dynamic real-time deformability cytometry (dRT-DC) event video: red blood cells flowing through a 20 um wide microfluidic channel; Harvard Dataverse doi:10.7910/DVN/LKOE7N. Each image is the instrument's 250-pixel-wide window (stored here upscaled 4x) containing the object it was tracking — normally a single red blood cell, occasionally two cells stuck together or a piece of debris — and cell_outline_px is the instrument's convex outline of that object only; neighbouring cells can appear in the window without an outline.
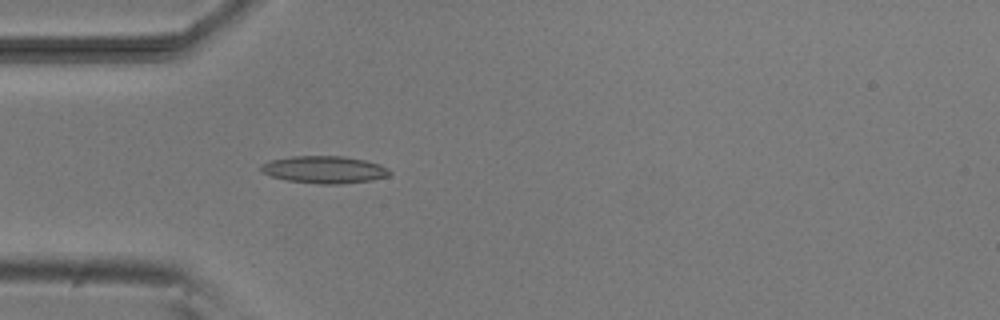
{"species": "common noctule bat (a hibernating species)", "species_latin": "Nyctalus noctula", "temperature_condition": "room temperature", "stored_images_in_passage": 4, "camera_frame_rate_fps": 3000, "um_per_image_px": 0.085, "animal": {"sex": "male", "body_mass_g": 20.5, "forearm_length_mm": 52.5}, "frame": {"image": 1, "passage_image": 4, "time_ms": 4.667, "image_size_px": [1000, 320], "cell_outline_px": [[392, 172], [388, 176], [372, 180], [340, 184], [320, 184], [288, 180], [272, 176], [260, 172], [260, 164], [272, 160], [292, 156], [344, 156], [364, 160], [380, 164], [388, 168]], "centroid_in_image_um": [27.58, 14.41], "position_along_channel_um": 57.4, "area_um2": 20.46}}